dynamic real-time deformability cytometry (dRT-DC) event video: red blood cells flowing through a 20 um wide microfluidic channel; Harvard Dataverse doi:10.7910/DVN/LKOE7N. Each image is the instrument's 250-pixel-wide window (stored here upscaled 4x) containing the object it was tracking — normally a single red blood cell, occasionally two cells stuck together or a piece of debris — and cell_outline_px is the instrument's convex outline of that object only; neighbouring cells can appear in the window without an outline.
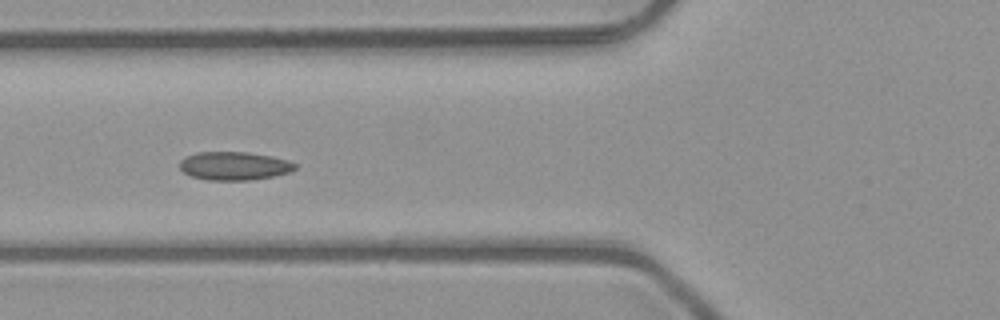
{"species": "common noctule bat (a hibernating species)", "species_latin": "Nyctalus noctula", "temperature_condition": "room temperature", "stored_images_in_passage": 6, "camera_frame_rate_fps": 3000, "um_per_image_px": 0.085, "animal": {"sex": "male", "body_mass_g": 23.1, "forearm_length_mm": 52.7}, "frame": {"image": 1, "passage_image": 6, "time_ms": 1.667, "image_size_px": [1000, 320], "cell_outline_px": [[296, 168], [292, 172], [272, 176], [248, 180], [208, 180], [192, 176], [184, 172], [180, 168], [180, 160], [184, 156], [196, 152], [248, 152], [272, 156], [288, 160], [296, 164]], "centroid_in_image_um": [19.91, 14.09], "position_along_channel_um": 105.9, "area_um2": 19.13}}